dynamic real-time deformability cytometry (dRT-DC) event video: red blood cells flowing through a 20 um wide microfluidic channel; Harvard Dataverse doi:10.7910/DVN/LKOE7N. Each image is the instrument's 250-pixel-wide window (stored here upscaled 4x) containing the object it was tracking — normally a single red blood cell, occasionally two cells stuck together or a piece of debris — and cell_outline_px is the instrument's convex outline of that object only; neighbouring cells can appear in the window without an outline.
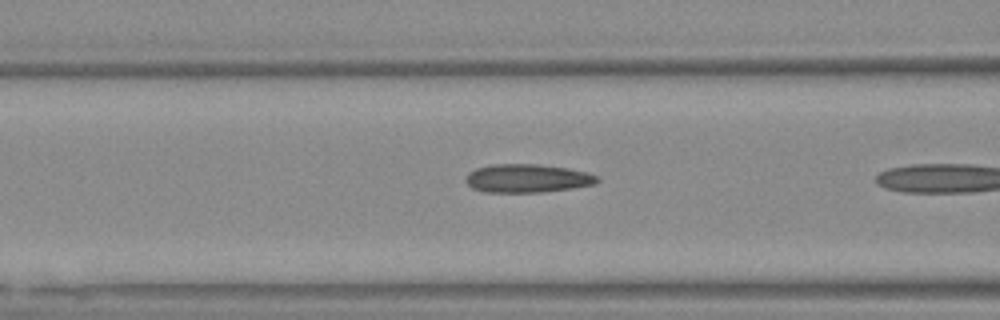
{"species": "Egyptian fruit bat (a non-hibernating species)", "species_latin": "Rousettus aegyptiacus", "temperature_condition": "warm", "stored_images_in_passage": 22, "camera_frame_rate_fps": 3000, "um_per_image_px": 0.085, "animal": {"sex": "female"}, "frame": {"image": 1, "passage_image": 10, "time_ms": 3.0, "image_size_px": [1000, 320], "cell_outline_px": [[600, 180], [596, 184], [572, 188], [540, 192], [484, 192], [472, 188], [464, 180], [468, 172], [476, 168], [492, 164], [536, 164], [568, 168], [588, 172], [600, 176]], "centroid_in_image_um": [44.83, 15.15], "position_along_channel_um": 121.8, "area_um2": 21.96}}
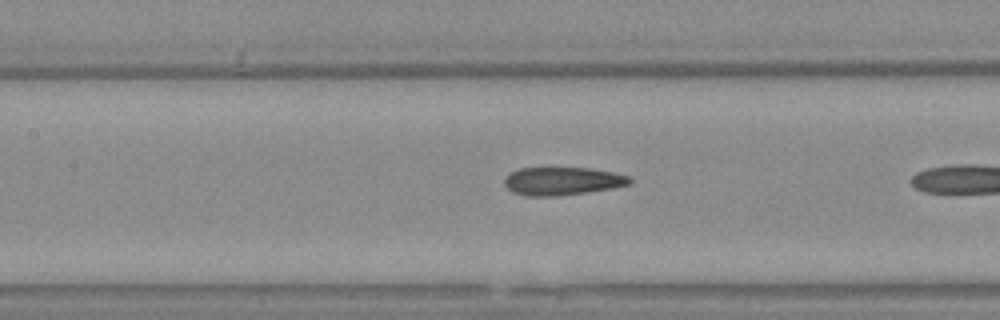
{"frame": {"image": 2, "passage_image": 13, "time_ms": 4.0, "image_size_px": [1000, 320], "cell_outline_px": [[632, 184], [612, 188], [588, 192], [556, 196], [524, 196], [512, 192], [504, 184], [504, 180], [512, 172], [520, 168], [592, 168], [612, 172], [628, 176], [632, 180]], "centroid_in_image_um": [47.81, 15.4], "position_along_channel_um": 159.6, "area_um2": 20.46}}